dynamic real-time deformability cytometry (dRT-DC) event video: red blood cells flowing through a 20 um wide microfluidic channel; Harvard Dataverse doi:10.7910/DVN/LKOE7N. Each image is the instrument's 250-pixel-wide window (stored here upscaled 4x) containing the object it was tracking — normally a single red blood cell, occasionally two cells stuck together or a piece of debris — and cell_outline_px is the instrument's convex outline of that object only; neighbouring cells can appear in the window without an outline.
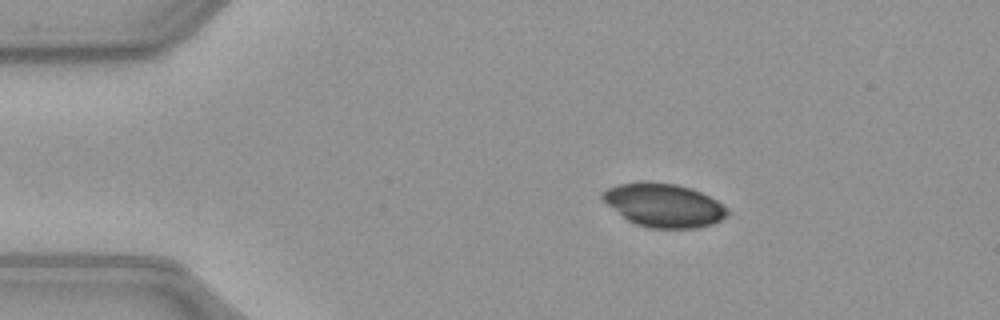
{"species": "common noctule bat (a hibernating species)", "species_latin": "Nyctalus noctula", "temperature_condition": "warm", "stored_images_in_passage": 43, "camera_frame_rate_fps": 3000, "um_per_image_px": 0.085, "animal": {"sex": "female", "body_mass_g": 21.9}, "frame": {"image": 1, "passage_image": 1, "time_ms": 0.0, "image_size_px": [1000, 320], "cell_outline_px": [[732, 212], [728, 216], [712, 224], [696, 228], [648, 228], [636, 224], [628, 220], [608, 204], [600, 196], [600, 192], [616, 184], [640, 180], [648, 180], [676, 184], [692, 188], [716, 200]], "centroid_in_image_um": [56.42, 17.42], "position_along_channel_um": 28.6, "area_um2": 31.96}}
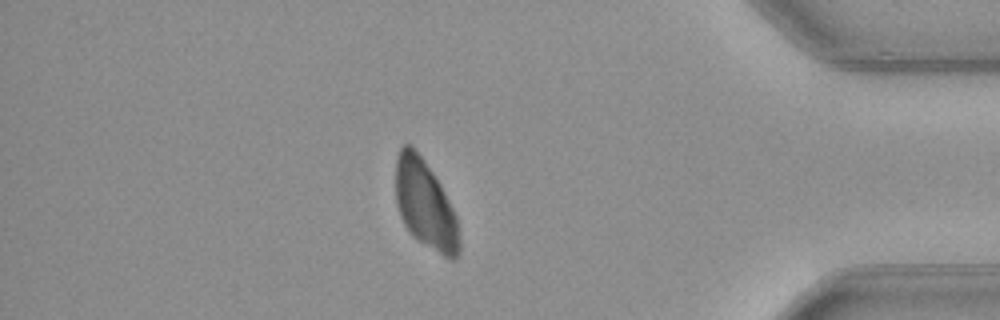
{"frame": {"image": 2, "passage_image": 36, "time_ms": 11.667, "image_size_px": [1000, 320], "cell_outline_px": [[460, 252], [456, 260], [448, 260], [412, 236], [408, 232], [400, 216], [396, 204], [396, 156], [400, 148], [404, 144], [412, 144], [424, 160], [440, 184], [456, 216], [460, 232]], "centroid_in_image_um": [36.15, 17.42], "position_along_channel_um": 399.1, "area_um2": 33.12}}
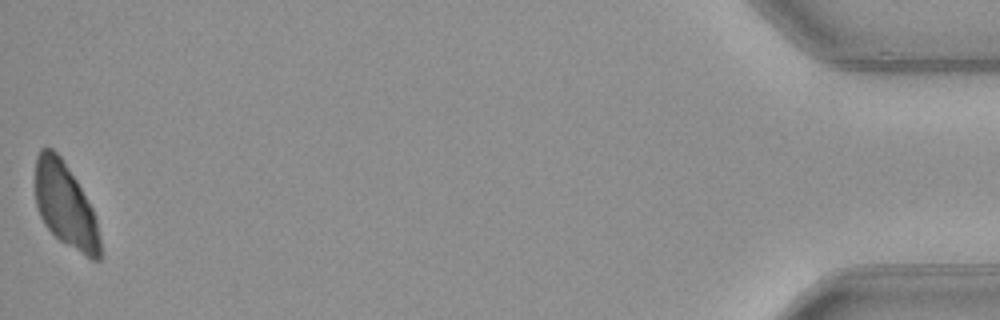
{"frame": {"image": 3, "passage_image": 43, "time_ms": 14.0, "image_size_px": [1000, 320], "cell_outline_px": [[100, 260], [92, 260], [60, 240], [44, 224], [40, 216], [36, 204], [36, 156], [40, 148], [52, 148], [60, 156], [76, 180], [92, 208], [96, 220], [100, 236]], "centroid_in_image_um": [5.55, 17.45], "position_along_channel_um": 429.6, "area_um2": 31.44}}